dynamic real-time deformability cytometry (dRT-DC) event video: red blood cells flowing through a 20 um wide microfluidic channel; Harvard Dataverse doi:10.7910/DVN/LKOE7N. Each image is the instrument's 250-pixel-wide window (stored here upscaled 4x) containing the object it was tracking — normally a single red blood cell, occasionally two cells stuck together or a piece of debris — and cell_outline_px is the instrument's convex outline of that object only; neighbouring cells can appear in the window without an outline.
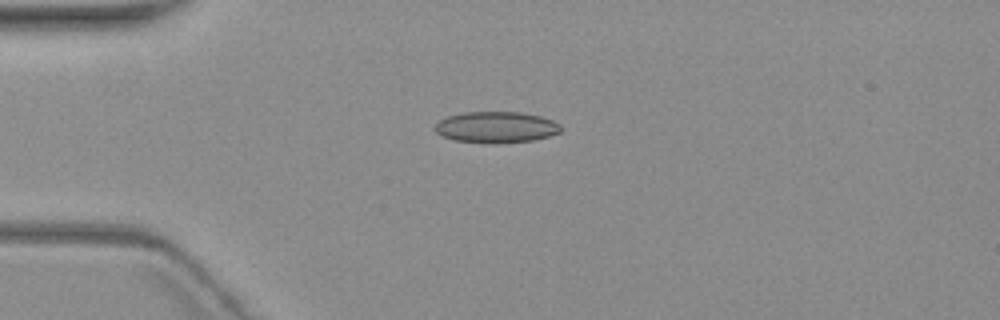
{"species": "common noctule bat (a hibernating species)", "species_latin": "Nyctalus noctula", "temperature_condition": "warm", "stored_images_in_passage": 3, "camera_frame_rate_fps": 3000, "um_per_image_px": 0.085, "animal": {"sex": "female", "body_mass_g": 19.3, "forearm_length_mm": 54.1}, "frame": {"image": 1, "passage_image": 2, "time_ms": 1.333, "image_size_px": [1000, 320], "cell_outline_px": [[564, 128], [560, 132], [548, 136], [532, 140], [496, 144], [488, 144], [456, 140], [444, 136], [436, 132], [432, 128], [440, 120], [448, 116], [464, 112], [520, 112], [540, 116], [552, 120], [560, 124]], "centroid_in_image_um": [42.19, 10.82], "position_along_channel_um": 42.8, "area_um2": 23.0}}